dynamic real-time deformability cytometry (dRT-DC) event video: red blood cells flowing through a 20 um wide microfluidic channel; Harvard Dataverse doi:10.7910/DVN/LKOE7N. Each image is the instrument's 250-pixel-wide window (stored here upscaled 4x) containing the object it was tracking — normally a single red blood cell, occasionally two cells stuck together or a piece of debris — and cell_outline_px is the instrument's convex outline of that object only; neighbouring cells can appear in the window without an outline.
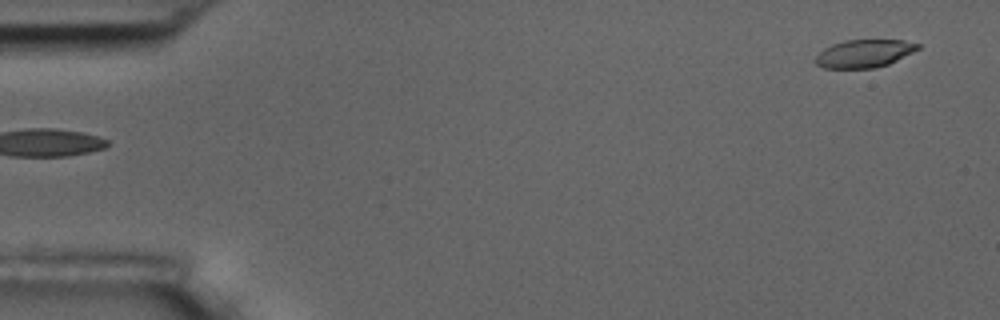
{"species": "common noctule bat (a hibernating species)", "species_latin": "Nyctalus noctula", "temperature_condition": "room temperature", "stored_images_in_passage": 4, "camera_frame_rate_fps": 3000, "um_per_image_px": 0.085, "animal": {"sex": "male", "body_mass_g": 17.5, "forearm_length_mm": 52.3}, "frame": {"image": 1, "passage_image": 1, "time_ms": 0.0, "image_size_px": [1000, 320], "cell_outline_px": [[920, 48], [888, 64], [876, 68], [824, 68], [816, 64], [812, 60], [824, 48], [832, 44], [844, 40], [904, 40], [920, 44]], "centroid_in_image_um": [73.42, 4.55], "position_along_channel_um": 11.6, "area_um2": 16.65}}
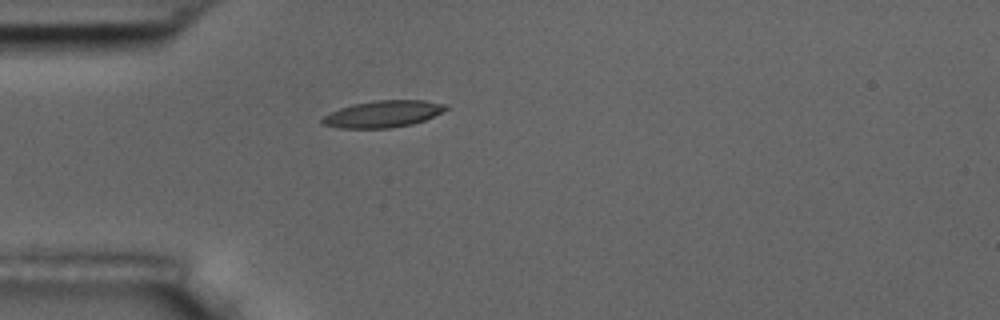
{"frame": {"image": 2, "passage_image": 4, "time_ms": 4.333, "image_size_px": [1000, 320], "cell_outline_px": [[448, 108], [424, 120], [412, 124], [388, 128], [340, 128], [324, 124], [320, 120], [324, 116], [340, 108], [352, 104], [376, 100], [424, 100], [448, 104]], "centroid_in_image_um": [32.56, 9.68], "position_along_channel_um": 52.4, "area_um2": 19.07}}